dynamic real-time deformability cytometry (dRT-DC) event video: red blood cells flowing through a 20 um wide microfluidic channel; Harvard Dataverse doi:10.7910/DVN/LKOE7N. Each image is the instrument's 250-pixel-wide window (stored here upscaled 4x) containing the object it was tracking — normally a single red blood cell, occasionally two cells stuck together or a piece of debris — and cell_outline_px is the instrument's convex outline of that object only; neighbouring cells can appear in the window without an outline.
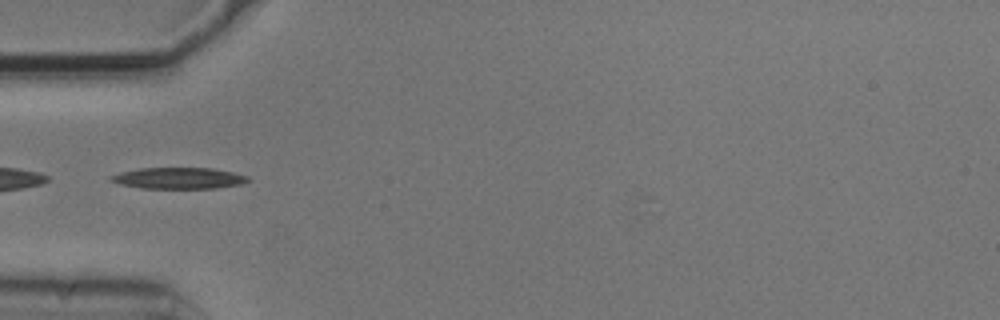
{"species": "common noctule bat (a hibernating species)", "species_latin": "Nyctalus noctula", "temperature_condition": "cold", "stored_images_in_passage": 4, "segment_of_instrument_passage": [2, 2], "camera_frame_rate_fps": 3000, "um_per_image_px": 0.085, "animal": {"sex": "male", "body_mass_g": 20.5, "forearm_length_mm": 52.5}, "frame": {"image": 1, "passage_image": 4, "time_ms": 1.0, "image_size_px": [1000, 320], "cell_outline_px": [[252, 180], [240, 184], [216, 188], [140, 188], [120, 184], [108, 180], [108, 176], [120, 172], [140, 168], [212, 168], [232, 172], [248, 176]], "centroid_in_image_um": [15.16, 15.14], "position_along_channel_um": 69.8, "area_um2": 17.05}}